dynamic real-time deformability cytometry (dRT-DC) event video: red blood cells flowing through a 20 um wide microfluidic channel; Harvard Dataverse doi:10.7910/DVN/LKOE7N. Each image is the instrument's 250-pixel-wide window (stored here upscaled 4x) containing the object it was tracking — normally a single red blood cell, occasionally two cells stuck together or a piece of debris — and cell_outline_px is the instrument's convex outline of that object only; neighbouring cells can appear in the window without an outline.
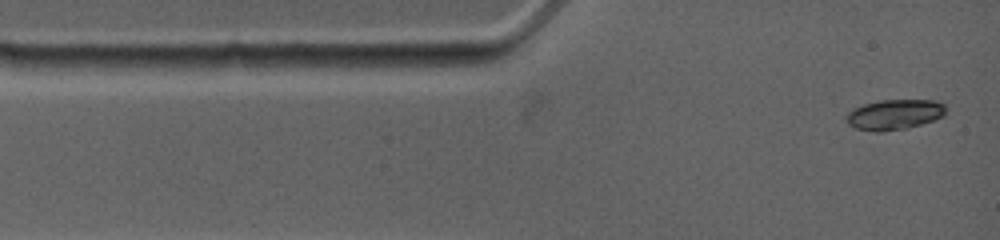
{"species": "common noctule bat (a hibernating species)", "species_latin": "Nyctalus noctula", "temperature_condition": "warm", "stored_images_in_passage": 6, "camera_frame_rate_fps": 4500, "um_per_image_px": 0.085, "animal": {"sex": "female", "body_mass_g": 19.0, "forearm_length_mm": 53.3}, "frame": {"image": 1, "passage_image": 1, "time_ms": 0.0, "image_size_px": [1000, 240], "cell_outline_px": [[944, 116], [920, 124], [904, 128], [880, 132], [876, 132], [856, 128], [848, 124], [844, 120], [844, 116], [852, 108], [864, 104], [880, 100], [936, 100], [944, 104]], "centroid_in_image_um": [75.96, 9.73], "position_along_channel_um": 9.0, "area_um2": 17.51}}
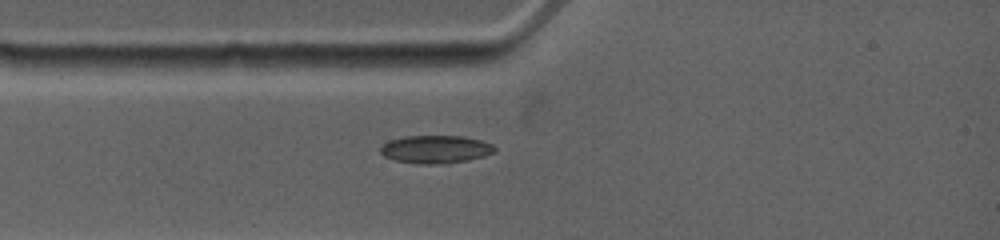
{"frame": {"image": 2, "passage_image": 4, "time_ms": 2.0, "image_size_px": [1000, 240], "cell_outline_px": [[496, 152], [484, 156], [468, 160], [448, 164], [420, 164], [396, 160], [384, 156], [380, 152], [380, 148], [388, 140], [404, 136], [464, 136], [480, 140], [492, 144], [496, 148]], "centroid_in_image_um": [37.05, 12.69], "position_along_channel_um": 48.0, "area_um2": 18.73}}
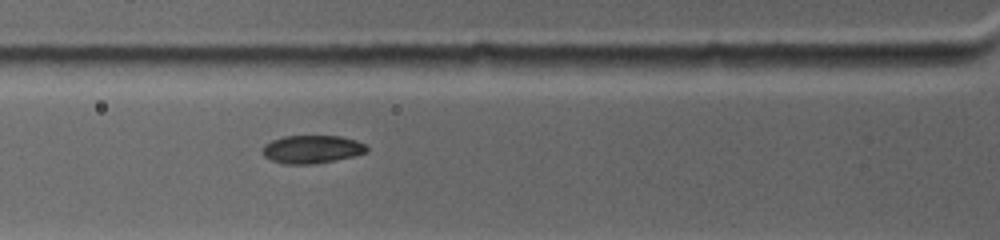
{"frame": {"image": 3, "passage_image": 6, "time_ms": 3.333, "image_size_px": [1000, 240], "cell_outline_px": [[368, 152], [352, 156], [312, 164], [284, 164], [272, 160], [264, 156], [260, 152], [264, 144], [272, 140], [284, 136], [340, 136], [356, 140], [364, 144], [368, 148]], "centroid_in_image_um": [26.47, 12.68], "position_along_channel_um": 99.3, "area_um2": 16.99}}